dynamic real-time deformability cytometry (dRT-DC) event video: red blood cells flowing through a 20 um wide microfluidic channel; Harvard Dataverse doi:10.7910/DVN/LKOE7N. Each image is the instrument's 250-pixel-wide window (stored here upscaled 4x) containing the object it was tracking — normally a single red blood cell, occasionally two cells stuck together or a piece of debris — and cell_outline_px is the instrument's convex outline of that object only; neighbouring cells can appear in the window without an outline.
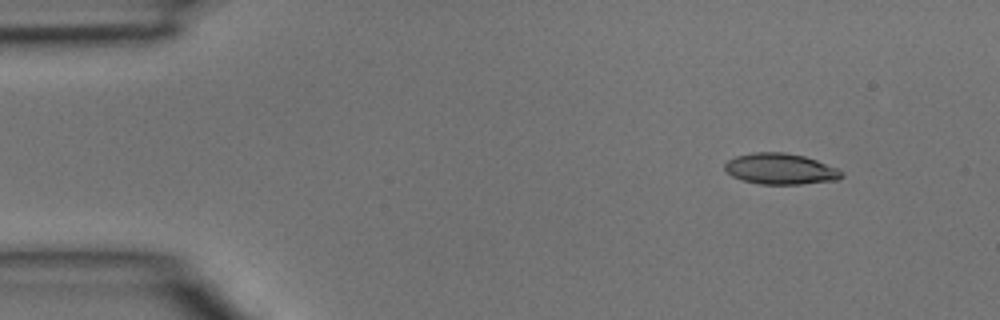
{"species": "common noctule bat (a hibernating species)", "species_latin": "Nyctalus noctula", "temperature_condition": "room temperature", "stored_images_in_passage": 3, "camera_frame_rate_fps": 3000, "um_per_image_px": 0.085, "animal": {"sex": "male", "body_mass_g": 15.6}, "frame": {"image": 1, "passage_image": 1, "time_ms": 0.0, "image_size_px": [1000, 320], "cell_outline_px": [[844, 176], [836, 180], [800, 184], [760, 184], [740, 180], [732, 176], [724, 168], [724, 164], [728, 160], [736, 156], [752, 152], [784, 152], [804, 156], [816, 160], [836, 168], [844, 172]], "centroid_in_image_um": [66.32, 14.35], "position_along_channel_um": 18.7, "area_um2": 21.1}}
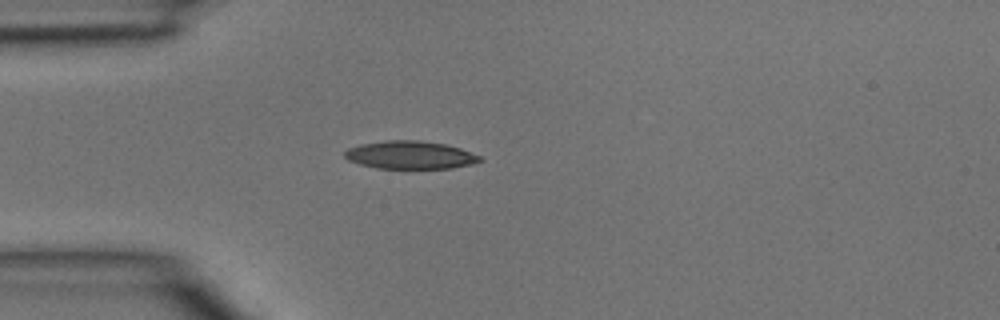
{"frame": {"image": 2, "passage_image": 3, "time_ms": 0.667, "image_size_px": [1000, 320], "cell_outline_px": [[484, 160], [472, 164], [452, 168], [376, 168], [360, 164], [348, 160], [344, 156], [344, 152], [348, 148], [360, 144], [384, 140], [420, 140], [444, 144], [460, 148], [480, 156]], "centroid_in_image_um": [34.85, 13.17], "position_along_channel_um": 50.1, "area_um2": 22.02}}